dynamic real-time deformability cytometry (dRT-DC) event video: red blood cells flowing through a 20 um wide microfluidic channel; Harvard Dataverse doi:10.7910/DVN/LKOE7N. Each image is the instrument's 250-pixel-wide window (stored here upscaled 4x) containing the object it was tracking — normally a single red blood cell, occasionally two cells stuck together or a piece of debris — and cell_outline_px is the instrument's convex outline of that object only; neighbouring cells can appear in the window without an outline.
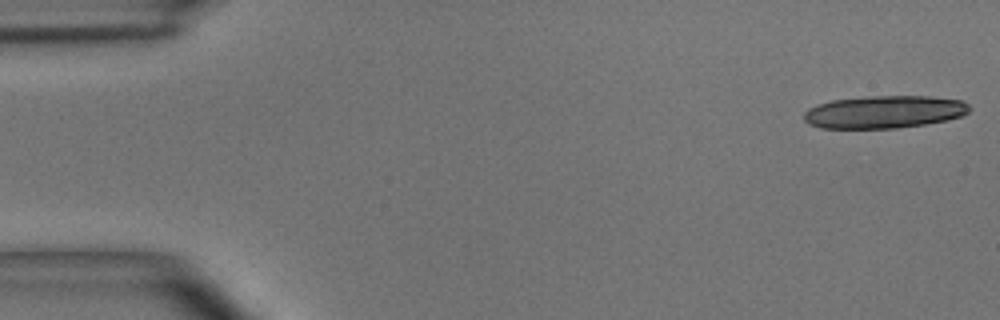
{"species": "common noctule bat (a hibernating species)", "species_latin": "Nyctalus noctula", "temperature_condition": "room temperature", "stored_images_in_passage": 16, "camera_frame_rate_fps": 3000, "um_per_image_px": 0.085, "animal": {"sex": "male", "body_mass_g": 15.6}, "frame": {"image": 1, "passage_image": 1, "time_ms": 0.0, "image_size_px": [1000, 320], "cell_outline_px": [[972, 108], [964, 116], [948, 120], [924, 124], [896, 128], [820, 128], [808, 124], [804, 120], [804, 112], [808, 108], [816, 104], [832, 100], [872, 96], [928, 96], [960, 100], [968, 104]], "centroid_in_image_um": [75.16, 9.51], "position_along_channel_um": 9.8, "area_um2": 31.62}}